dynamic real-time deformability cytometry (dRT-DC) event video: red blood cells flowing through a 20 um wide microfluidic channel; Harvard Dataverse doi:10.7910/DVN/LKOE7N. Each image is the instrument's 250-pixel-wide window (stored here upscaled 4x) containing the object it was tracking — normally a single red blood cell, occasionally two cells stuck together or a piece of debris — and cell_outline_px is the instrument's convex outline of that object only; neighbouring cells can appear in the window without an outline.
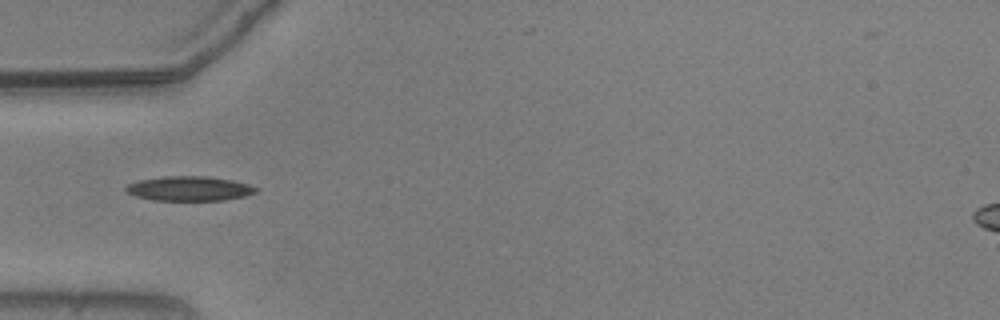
{"species": "common noctule bat (a hibernating species)", "species_latin": "Nyctalus noctula", "temperature_condition": "warm", "stored_images_in_passage": 12, "camera_frame_rate_fps": 3000, "um_per_image_px": 0.085, "animal": {"sex": "male", "body_mass_g": 20.5, "forearm_length_mm": 52.5}, "frame": {"image": 1, "passage_image": 3, "time_ms": 0.667, "image_size_px": [1000, 320], "cell_outline_px": [[256, 192], [244, 196], [224, 200], [152, 200], [136, 196], [128, 192], [124, 188], [128, 184], [140, 180], [164, 176], [208, 176], [232, 180], [248, 184], [256, 188]], "centroid_in_image_um": [16.08, 16.02], "position_along_channel_um": 68.9, "area_um2": 18.44}}
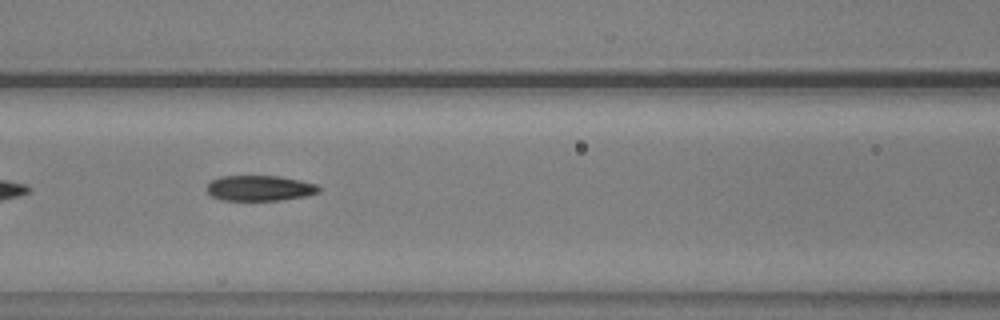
{"frame": {"image": 2, "passage_image": 9, "time_ms": 2.667, "image_size_px": [1000, 320], "cell_outline_px": [[324, 188], [320, 192], [308, 196], [280, 200], [220, 200], [212, 196], [208, 192], [208, 184], [212, 180], [220, 176], [280, 176], [300, 180], [316, 184]], "centroid_in_image_um": [22.14, 15.99], "position_along_channel_um": 144.5, "area_um2": 16.76}}